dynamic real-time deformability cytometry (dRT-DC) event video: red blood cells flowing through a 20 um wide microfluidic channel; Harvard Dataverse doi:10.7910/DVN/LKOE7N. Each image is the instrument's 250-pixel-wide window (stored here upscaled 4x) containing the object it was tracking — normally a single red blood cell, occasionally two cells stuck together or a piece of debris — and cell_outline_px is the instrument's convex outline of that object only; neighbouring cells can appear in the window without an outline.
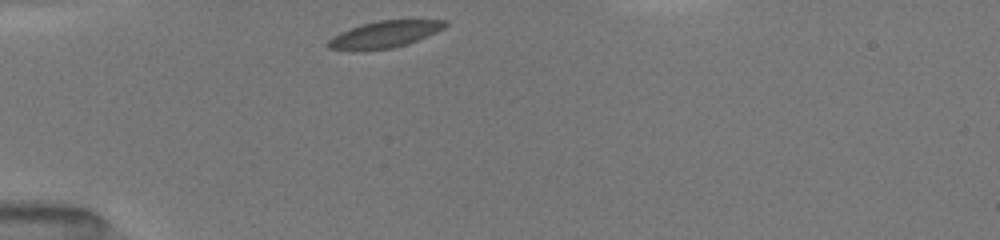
{"species": "common noctule bat (a hibernating species)", "species_latin": "Nyctalus noctula", "temperature_condition": "room temperature", "stored_images_in_passage": 5, "camera_frame_rate_fps": 3000, "um_per_image_px": 0.085, "animal": {"sex": "female", "body_mass_g": 19.5, "forearm_length_mm": 54.1}, "frame": {"image": 1, "passage_image": 1, "time_ms": 0.0, "image_size_px": [1000, 240], "cell_outline_px": [[448, 24], [444, 28], [436, 32], [416, 40], [392, 48], [328, 48], [324, 44], [332, 36], [340, 32], [360, 24], [380, 20], [448, 20]], "centroid_in_image_um": [32.71, 2.87], "position_along_channel_um": 52.3, "area_um2": 17.51}}
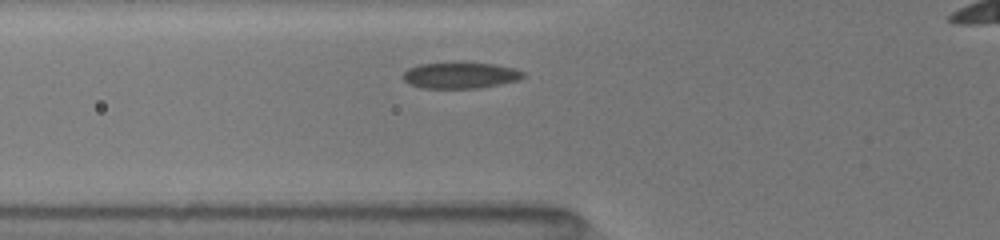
{"frame": {"image": 2, "passage_image": 4, "time_ms": 1.333, "image_size_px": [1000, 240], "cell_outline_px": [[524, 76], [520, 80], [480, 88], [424, 88], [408, 84], [400, 76], [408, 68], [420, 64], [452, 60], [456, 60], [496, 64], [512, 68], [524, 72]], "centroid_in_image_um": [39.09, 6.36], "position_along_channel_um": 86.7, "area_um2": 19.13}}